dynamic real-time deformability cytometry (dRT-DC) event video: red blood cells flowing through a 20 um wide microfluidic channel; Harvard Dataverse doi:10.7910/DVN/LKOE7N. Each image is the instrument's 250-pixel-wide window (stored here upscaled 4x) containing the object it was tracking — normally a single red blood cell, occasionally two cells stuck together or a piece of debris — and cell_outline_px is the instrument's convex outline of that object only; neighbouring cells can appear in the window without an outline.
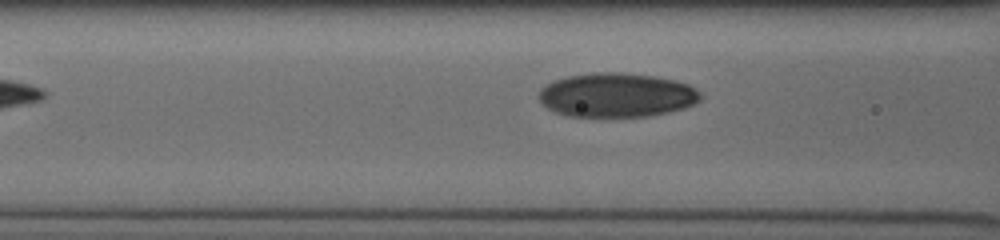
{"species": "human", "species_latin": "Homo sapiens", "temperature_condition": "cold", "stored_images_in_passage": 8, "segment_of_instrument_passage": [2, 2], "camera_frame_rate_fps": 3000, "um_per_image_px": 0.085, "donor": {"sex": "male"}, "frame": {"image": 1, "passage_image": 8, "time_ms": 2.333, "image_size_px": [1000, 240], "cell_outline_px": [[700, 100], [684, 108], [668, 112], [648, 116], [568, 116], [556, 112], [548, 108], [540, 100], [540, 88], [552, 80], [568, 76], [596, 72], [620, 72], [652, 76], [676, 80], [688, 84], [700, 92]], "centroid_in_image_um": [52.41, 8.07], "position_along_channel_um": 114.2, "area_um2": 41.38}}